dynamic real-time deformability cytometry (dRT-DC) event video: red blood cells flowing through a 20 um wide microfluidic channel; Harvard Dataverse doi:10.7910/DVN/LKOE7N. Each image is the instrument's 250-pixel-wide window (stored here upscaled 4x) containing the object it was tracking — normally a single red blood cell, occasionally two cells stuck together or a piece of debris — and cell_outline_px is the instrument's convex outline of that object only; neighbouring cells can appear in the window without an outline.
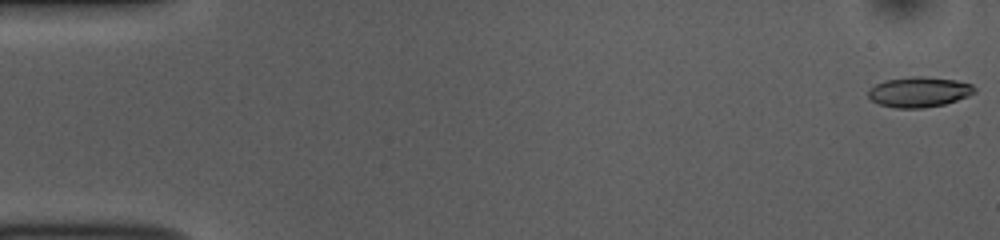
{"species": "common noctule bat (a hibernating species)", "species_latin": "Nyctalus noctula", "temperature_condition": "room temperature", "stored_images_in_passage": 53, "camera_frame_rate_fps": 3000, "um_per_image_px": 0.085, "animal": {"sex": "female", "body_mass_g": 10.0, "forearm_length_mm": 53.1}, "frame": {"image": 1, "passage_image": 1, "time_ms": 0.0, "image_size_px": [1000, 240], "cell_outline_px": [[976, 92], [968, 96], [944, 104], [924, 108], [896, 108], [880, 104], [872, 100], [868, 96], [868, 92], [876, 84], [884, 80], [912, 76], [924, 76], [956, 80], [972, 84], [976, 88]], "centroid_in_image_um": [78.14, 7.81], "position_along_channel_um": 6.9, "area_um2": 18.73}}
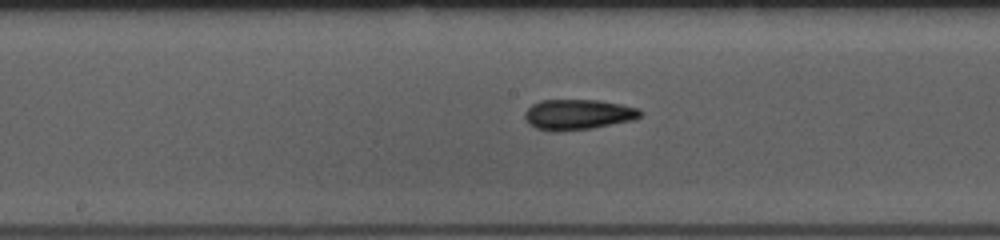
{"frame": {"image": 2, "passage_image": 27, "time_ms": 8.667, "image_size_px": [1000, 240], "cell_outline_px": [[644, 112], [640, 116], [632, 120], [592, 128], [556, 132], [552, 132], [536, 128], [528, 124], [524, 116], [524, 112], [532, 104], [540, 100], [600, 100], [640, 108]], "centroid_in_image_um": [49.11, 9.73], "position_along_channel_um": 199.1, "area_um2": 20.63}}
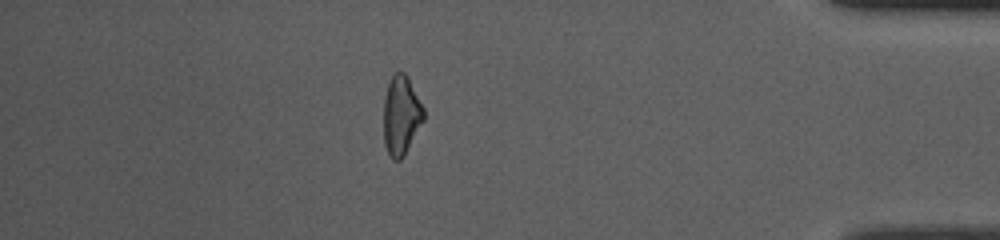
{"frame": {"image": 3, "passage_image": 46, "time_ms": 15.0, "image_size_px": [1000, 240], "cell_outline_px": [[424, 120], [404, 156], [400, 160], [392, 160], [384, 144], [384, 96], [392, 72], [404, 72], [408, 76], [424, 108]], "centroid_in_image_um": [34.1, 9.79], "position_along_channel_um": 401.1, "area_um2": 18.67}, "authors_computed_cell_mechanics": {"area_um2": 19.2474, "velocity_mm_per_s": 3.8192, "shape_relaxation_time_tau1_ms": 3.7975, "shape_relaxation_time_tau2_ms": 2.8587, "deformation_change_tau1": 0.1449, "deformation_change_tau2": 0.1121}}